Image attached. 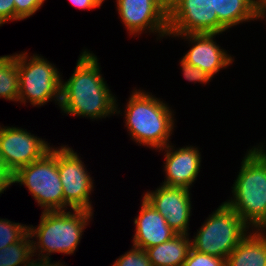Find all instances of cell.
<instances>
[{
    "label": "cell",
    "instance_id": "6da1fadb",
    "mask_svg": "<svg viewBox=\"0 0 266 266\" xmlns=\"http://www.w3.org/2000/svg\"><path fill=\"white\" fill-rule=\"evenodd\" d=\"M97 56L86 49L78 58L71 77L61 83V102L64 113L102 119L120 113L116 98L100 74Z\"/></svg>",
    "mask_w": 266,
    "mask_h": 266
},
{
    "label": "cell",
    "instance_id": "7a4b0ae2",
    "mask_svg": "<svg viewBox=\"0 0 266 266\" xmlns=\"http://www.w3.org/2000/svg\"><path fill=\"white\" fill-rule=\"evenodd\" d=\"M235 180L233 198L225 203L254 230L266 229V152L261 147L249 149Z\"/></svg>",
    "mask_w": 266,
    "mask_h": 266
},
{
    "label": "cell",
    "instance_id": "3957f363",
    "mask_svg": "<svg viewBox=\"0 0 266 266\" xmlns=\"http://www.w3.org/2000/svg\"><path fill=\"white\" fill-rule=\"evenodd\" d=\"M125 111V126L132 140L157 150L169 145L174 114L163 101L148 92L135 90Z\"/></svg>",
    "mask_w": 266,
    "mask_h": 266
},
{
    "label": "cell",
    "instance_id": "277c9868",
    "mask_svg": "<svg viewBox=\"0 0 266 266\" xmlns=\"http://www.w3.org/2000/svg\"><path fill=\"white\" fill-rule=\"evenodd\" d=\"M72 212L43 211L39 226H29L31 238H37V243H32L33 255L38 249L40 259L50 261L51 253H74L93 212L85 209H73Z\"/></svg>",
    "mask_w": 266,
    "mask_h": 266
},
{
    "label": "cell",
    "instance_id": "5b68a950",
    "mask_svg": "<svg viewBox=\"0 0 266 266\" xmlns=\"http://www.w3.org/2000/svg\"><path fill=\"white\" fill-rule=\"evenodd\" d=\"M249 226L225 202L199 228L191 247L201 253L227 259L248 234Z\"/></svg>",
    "mask_w": 266,
    "mask_h": 266
},
{
    "label": "cell",
    "instance_id": "8992f818",
    "mask_svg": "<svg viewBox=\"0 0 266 266\" xmlns=\"http://www.w3.org/2000/svg\"><path fill=\"white\" fill-rule=\"evenodd\" d=\"M11 183L25 185L43 211H64L57 148L51 147L40 159L19 168L11 175Z\"/></svg>",
    "mask_w": 266,
    "mask_h": 266
},
{
    "label": "cell",
    "instance_id": "52a82bcc",
    "mask_svg": "<svg viewBox=\"0 0 266 266\" xmlns=\"http://www.w3.org/2000/svg\"><path fill=\"white\" fill-rule=\"evenodd\" d=\"M28 54H16V63L19 70V96L21 103L29 102L33 106L44 105L54 98L56 103L61 102V75L54 64L37 54L27 57Z\"/></svg>",
    "mask_w": 266,
    "mask_h": 266
},
{
    "label": "cell",
    "instance_id": "ba28073f",
    "mask_svg": "<svg viewBox=\"0 0 266 266\" xmlns=\"http://www.w3.org/2000/svg\"><path fill=\"white\" fill-rule=\"evenodd\" d=\"M228 30L214 10V0H168V36L221 34Z\"/></svg>",
    "mask_w": 266,
    "mask_h": 266
},
{
    "label": "cell",
    "instance_id": "9c48e42d",
    "mask_svg": "<svg viewBox=\"0 0 266 266\" xmlns=\"http://www.w3.org/2000/svg\"><path fill=\"white\" fill-rule=\"evenodd\" d=\"M57 161L64 196V211L69 206L72 210L85 209L93 212L89 199L94 182L77 152L63 145L57 148Z\"/></svg>",
    "mask_w": 266,
    "mask_h": 266
},
{
    "label": "cell",
    "instance_id": "30bf717a",
    "mask_svg": "<svg viewBox=\"0 0 266 266\" xmlns=\"http://www.w3.org/2000/svg\"><path fill=\"white\" fill-rule=\"evenodd\" d=\"M50 149L49 143L22 128L0 126V162L10 175L40 159Z\"/></svg>",
    "mask_w": 266,
    "mask_h": 266
},
{
    "label": "cell",
    "instance_id": "8fae6325",
    "mask_svg": "<svg viewBox=\"0 0 266 266\" xmlns=\"http://www.w3.org/2000/svg\"><path fill=\"white\" fill-rule=\"evenodd\" d=\"M120 18L129 35L146 29L168 36V0H116Z\"/></svg>",
    "mask_w": 266,
    "mask_h": 266
},
{
    "label": "cell",
    "instance_id": "7c38bea8",
    "mask_svg": "<svg viewBox=\"0 0 266 266\" xmlns=\"http://www.w3.org/2000/svg\"><path fill=\"white\" fill-rule=\"evenodd\" d=\"M190 190L161 185L155 191H147L144 198L165 218L177 234H189L191 216Z\"/></svg>",
    "mask_w": 266,
    "mask_h": 266
},
{
    "label": "cell",
    "instance_id": "4fadbf2b",
    "mask_svg": "<svg viewBox=\"0 0 266 266\" xmlns=\"http://www.w3.org/2000/svg\"><path fill=\"white\" fill-rule=\"evenodd\" d=\"M162 149L167 152L164 163L166 179L163 185L190 190L201 166V154L197 147L186 146L175 150L173 146L167 145L159 150Z\"/></svg>",
    "mask_w": 266,
    "mask_h": 266
},
{
    "label": "cell",
    "instance_id": "5bb4252c",
    "mask_svg": "<svg viewBox=\"0 0 266 266\" xmlns=\"http://www.w3.org/2000/svg\"><path fill=\"white\" fill-rule=\"evenodd\" d=\"M216 35L217 34L200 33L172 36L184 37L192 42L194 46L191 47L182 59L213 77L220 69L226 68L234 61V59H232L226 51L220 49L216 41L213 40Z\"/></svg>",
    "mask_w": 266,
    "mask_h": 266
},
{
    "label": "cell",
    "instance_id": "9a60e30c",
    "mask_svg": "<svg viewBox=\"0 0 266 266\" xmlns=\"http://www.w3.org/2000/svg\"><path fill=\"white\" fill-rule=\"evenodd\" d=\"M134 224L133 246L143 250L164 243L177 234L144 197Z\"/></svg>",
    "mask_w": 266,
    "mask_h": 266
},
{
    "label": "cell",
    "instance_id": "2e32d148",
    "mask_svg": "<svg viewBox=\"0 0 266 266\" xmlns=\"http://www.w3.org/2000/svg\"><path fill=\"white\" fill-rule=\"evenodd\" d=\"M266 230L248 232L226 259V266H266Z\"/></svg>",
    "mask_w": 266,
    "mask_h": 266
},
{
    "label": "cell",
    "instance_id": "e0dca14e",
    "mask_svg": "<svg viewBox=\"0 0 266 266\" xmlns=\"http://www.w3.org/2000/svg\"><path fill=\"white\" fill-rule=\"evenodd\" d=\"M189 234H176L170 240L145 249L152 266H183L191 249Z\"/></svg>",
    "mask_w": 266,
    "mask_h": 266
},
{
    "label": "cell",
    "instance_id": "ac0fdd59",
    "mask_svg": "<svg viewBox=\"0 0 266 266\" xmlns=\"http://www.w3.org/2000/svg\"><path fill=\"white\" fill-rule=\"evenodd\" d=\"M214 10L218 20L227 29L258 19V4L255 0H214Z\"/></svg>",
    "mask_w": 266,
    "mask_h": 266
},
{
    "label": "cell",
    "instance_id": "d6986e66",
    "mask_svg": "<svg viewBox=\"0 0 266 266\" xmlns=\"http://www.w3.org/2000/svg\"><path fill=\"white\" fill-rule=\"evenodd\" d=\"M19 70L15 55L0 56V98L18 101Z\"/></svg>",
    "mask_w": 266,
    "mask_h": 266
},
{
    "label": "cell",
    "instance_id": "ffe728a7",
    "mask_svg": "<svg viewBox=\"0 0 266 266\" xmlns=\"http://www.w3.org/2000/svg\"><path fill=\"white\" fill-rule=\"evenodd\" d=\"M29 232L19 241L6 246L0 251V266H22L33 257V240Z\"/></svg>",
    "mask_w": 266,
    "mask_h": 266
},
{
    "label": "cell",
    "instance_id": "44dd1931",
    "mask_svg": "<svg viewBox=\"0 0 266 266\" xmlns=\"http://www.w3.org/2000/svg\"><path fill=\"white\" fill-rule=\"evenodd\" d=\"M29 232V226L0 218V251L21 240Z\"/></svg>",
    "mask_w": 266,
    "mask_h": 266
},
{
    "label": "cell",
    "instance_id": "7402d4cb",
    "mask_svg": "<svg viewBox=\"0 0 266 266\" xmlns=\"http://www.w3.org/2000/svg\"><path fill=\"white\" fill-rule=\"evenodd\" d=\"M112 266H152L147 253L141 248L134 247L120 256Z\"/></svg>",
    "mask_w": 266,
    "mask_h": 266
},
{
    "label": "cell",
    "instance_id": "603a6c76",
    "mask_svg": "<svg viewBox=\"0 0 266 266\" xmlns=\"http://www.w3.org/2000/svg\"><path fill=\"white\" fill-rule=\"evenodd\" d=\"M183 266H226V259L198 252L191 247Z\"/></svg>",
    "mask_w": 266,
    "mask_h": 266
},
{
    "label": "cell",
    "instance_id": "cb8c5ba5",
    "mask_svg": "<svg viewBox=\"0 0 266 266\" xmlns=\"http://www.w3.org/2000/svg\"><path fill=\"white\" fill-rule=\"evenodd\" d=\"M45 0H14L15 21L32 16L42 6Z\"/></svg>",
    "mask_w": 266,
    "mask_h": 266
},
{
    "label": "cell",
    "instance_id": "d4e9b609",
    "mask_svg": "<svg viewBox=\"0 0 266 266\" xmlns=\"http://www.w3.org/2000/svg\"><path fill=\"white\" fill-rule=\"evenodd\" d=\"M180 64L182 67V71H183V76L186 80L190 81V82H200V83H207L209 82L212 77L207 74L205 71H202L200 68L190 65L188 64L185 60L181 59L180 60Z\"/></svg>",
    "mask_w": 266,
    "mask_h": 266
},
{
    "label": "cell",
    "instance_id": "484cf974",
    "mask_svg": "<svg viewBox=\"0 0 266 266\" xmlns=\"http://www.w3.org/2000/svg\"><path fill=\"white\" fill-rule=\"evenodd\" d=\"M11 20H15L14 0H0V26Z\"/></svg>",
    "mask_w": 266,
    "mask_h": 266
},
{
    "label": "cell",
    "instance_id": "4316f807",
    "mask_svg": "<svg viewBox=\"0 0 266 266\" xmlns=\"http://www.w3.org/2000/svg\"><path fill=\"white\" fill-rule=\"evenodd\" d=\"M74 7L79 9H95L100 7L104 0H69Z\"/></svg>",
    "mask_w": 266,
    "mask_h": 266
},
{
    "label": "cell",
    "instance_id": "83f0119b",
    "mask_svg": "<svg viewBox=\"0 0 266 266\" xmlns=\"http://www.w3.org/2000/svg\"><path fill=\"white\" fill-rule=\"evenodd\" d=\"M258 19L266 18V0H258Z\"/></svg>",
    "mask_w": 266,
    "mask_h": 266
},
{
    "label": "cell",
    "instance_id": "f1b7e54d",
    "mask_svg": "<svg viewBox=\"0 0 266 266\" xmlns=\"http://www.w3.org/2000/svg\"><path fill=\"white\" fill-rule=\"evenodd\" d=\"M37 261H39V262H37ZM24 266H42V260L39 259V257L37 260H33V258H32V260L28 264H25Z\"/></svg>",
    "mask_w": 266,
    "mask_h": 266
},
{
    "label": "cell",
    "instance_id": "f546056e",
    "mask_svg": "<svg viewBox=\"0 0 266 266\" xmlns=\"http://www.w3.org/2000/svg\"><path fill=\"white\" fill-rule=\"evenodd\" d=\"M0 178H11V175L7 173L0 162Z\"/></svg>",
    "mask_w": 266,
    "mask_h": 266
},
{
    "label": "cell",
    "instance_id": "4dcf8cb0",
    "mask_svg": "<svg viewBox=\"0 0 266 266\" xmlns=\"http://www.w3.org/2000/svg\"><path fill=\"white\" fill-rule=\"evenodd\" d=\"M42 266H64V265L61 264V263H59V261L58 262H55V263L54 262L51 263V261H44V260H42Z\"/></svg>",
    "mask_w": 266,
    "mask_h": 266
}]
</instances>
